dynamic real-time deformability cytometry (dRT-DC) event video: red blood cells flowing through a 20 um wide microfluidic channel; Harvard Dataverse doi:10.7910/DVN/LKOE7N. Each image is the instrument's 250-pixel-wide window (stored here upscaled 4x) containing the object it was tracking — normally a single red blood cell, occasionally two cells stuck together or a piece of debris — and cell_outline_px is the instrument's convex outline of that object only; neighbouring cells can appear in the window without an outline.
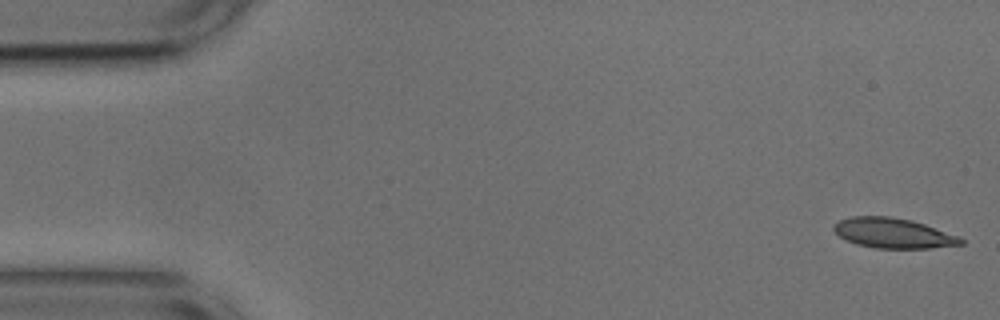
{"species": "common noctule bat (a hibernating species)", "species_latin": "Nyctalus noctula", "temperature_condition": "cold", "stored_images_in_passage": 14, "camera_frame_rate_fps": 3000, "um_per_image_px": 0.085, "animal": {"sex": "male", "body_mass_g": 17.9, "forearm_length_mm": 54.2}, "frame": {"image": 1, "passage_image": 1, "time_ms": 0.0, "image_size_px": [1000, 320], "cell_outline_px": [[964, 244], [928, 248], [876, 248], [856, 244], [844, 240], [832, 228], [832, 224], [840, 220], [852, 216], [888, 216], [912, 220], [960, 236], [964, 240]], "centroid_in_image_um": [75.91, 19.81], "position_along_channel_um": 9.1, "area_um2": 22.31}}
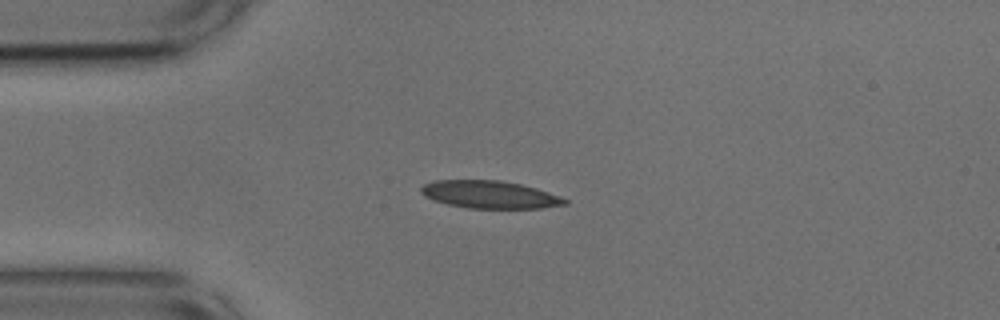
{"frame": {"image": 2, "passage_image": 12, "time_ms": 3.667, "image_size_px": [1000, 320], "cell_outline_px": [[568, 204], [540, 208], [468, 208], [448, 204], [424, 196], [420, 192], [420, 188], [424, 184], [432, 180], [500, 180], [520, 184], [536, 188], [560, 196], [568, 200]], "centroid_in_image_um": [41.62, 16.53], "position_along_channel_um": 43.4, "area_um2": 23.06}}